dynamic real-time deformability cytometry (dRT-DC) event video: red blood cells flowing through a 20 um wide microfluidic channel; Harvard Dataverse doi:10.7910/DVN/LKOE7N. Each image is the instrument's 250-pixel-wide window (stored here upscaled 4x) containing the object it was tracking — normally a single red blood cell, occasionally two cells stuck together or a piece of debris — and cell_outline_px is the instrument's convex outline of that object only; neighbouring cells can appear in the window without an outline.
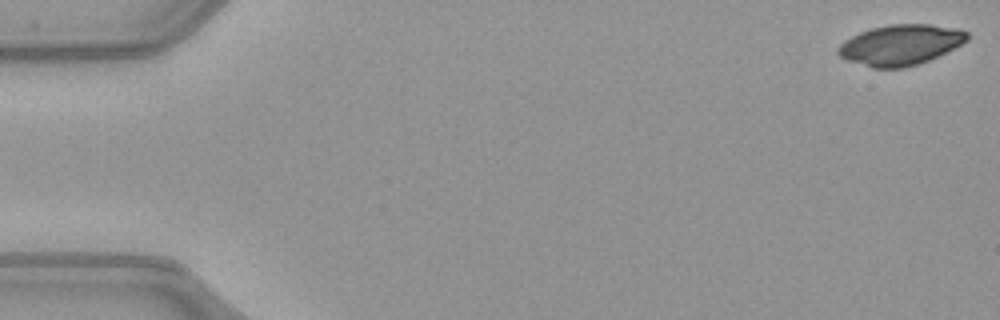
{"species": "common noctule bat (a hibernating species)", "species_latin": "Nyctalus noctula", "temperature_condition": "warm", "stored_images_in_passage": 51, "camera_frame_rate_fps": 3000, "um_per_image_px": 0.085, "animal": {"sex": "female", "body_mass_g": 21.9}, "frame": {"image": 1, "passage_image": 1, "time_ms": 0.0, "image_size_px": [1000, 320], "cell_outline_px": [[968, 40], [928, 60], [904, 68], [872, 68], [848, 60], [840, 56], [836, 52], [836, 48], [844, 40], [860, 32], [872, 28], [888, 24], [932, 24], [960, 28], [968, 32]], "centroid_in_image_um": [76.52, 3.8], "position_along_channel_um": 8.5, "area_um2": 30.35}}
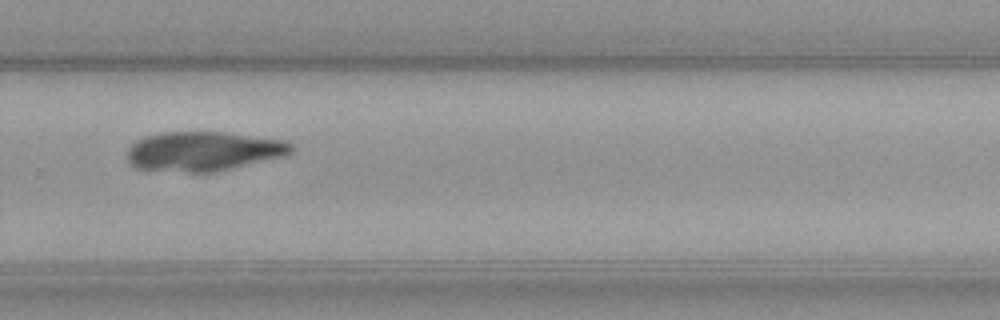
{"frame": {"image": 2, "passage_image": 35, "time_ms": 11.333, "image_size_px": [1000, 320], "cell_outline_px": [[296, 148], [292, 152], [284, 156], [216, 172], [188, 172], [136, 168], [128, 160], [128, 148], [136, 140], [144, 136], [164, 132], [224, 132], [284, 140], [292, 144]], "centroid_in_image_um": [17.31, 12.85], "position_along_channel_um": 312.5, "area_um2": 37.69}}
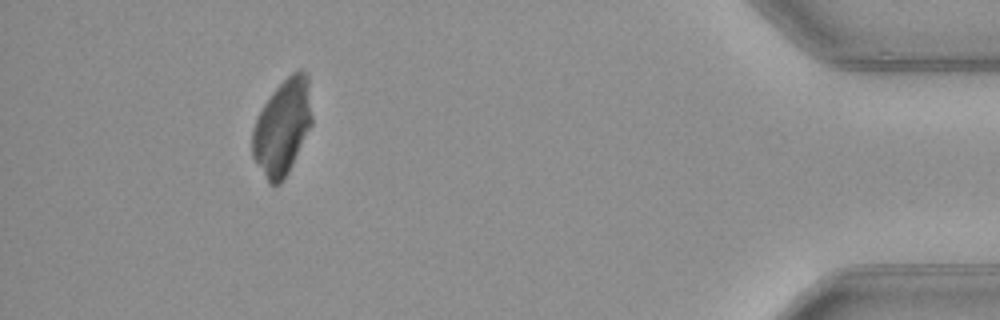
{"frame": {"image": 3, "passage_image": 47, "time_ms": 15.333, "image_size_px": [1000, 320], "cell_outline_px": [[312, 124], [288, 172], [280, 184], [268, 184], [252, 156], [252, 128], [264, 104], [272, 92], [292, 72], [300, 68], [308, 72], [312, 116]], "centroid_in_image_um": [24.01, 10.78], "position_along_channel_um": 411.2, "area_um2": 33.18}}